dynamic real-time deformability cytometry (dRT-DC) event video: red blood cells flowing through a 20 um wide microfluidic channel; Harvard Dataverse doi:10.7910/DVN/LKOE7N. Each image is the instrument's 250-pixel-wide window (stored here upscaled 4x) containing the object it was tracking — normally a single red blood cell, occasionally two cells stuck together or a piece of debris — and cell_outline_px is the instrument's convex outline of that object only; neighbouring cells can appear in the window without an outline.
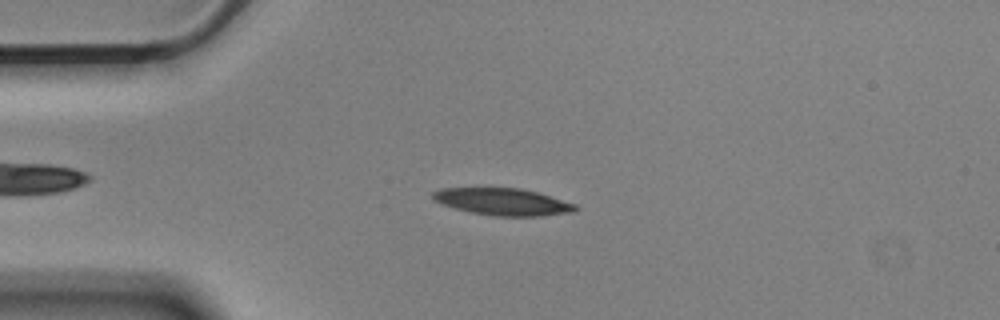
{"species": "Egyptian fruit bat (a non-hibernating species)", "species_latin": "Rousettus aegyptiacus", "temperature_condition": "cold", "stored_images_in_passage": 53, "camera_frame_rate_fps": 3000, "um_per_image_px": 0.085, "animal": {"sex": "male"}, "frame": {"image": 1, "passage_image": 11, "time_ms": 3.333, "image_size_px": [1000, 320], "cell_outline_px": [[580, 208], [576, 212], [540, 216], [496, 216], [472, 212], [456, 208], [444, 204], [436, 200], [432, 196], [432, 192], [440, 188], [520, 188], [536, 192], [576, 204]], "centroid_in_image_um": [42.8, 17.15], "position_along_channel_um": 42.2, "area_um2": 22.25}}
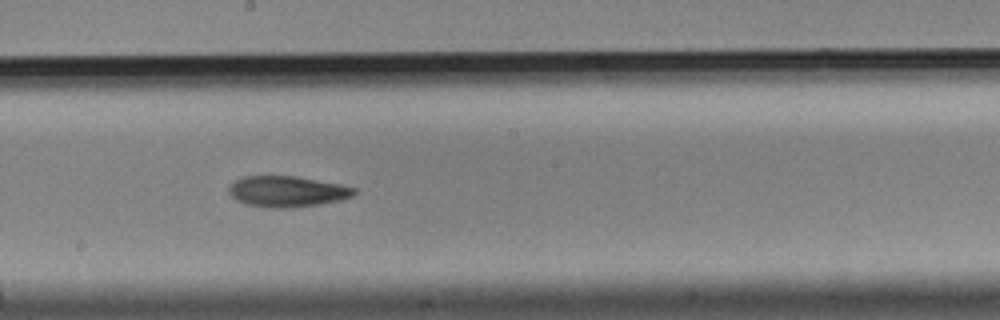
{"frame": {"image": 2, "passage_image": 28, "time_ms": 9.0, "image_size_px": [1000, 320], "cell_outline_px": [[356, 192], [352, 196], [340, 200], [320, 204], [292, 208], [272, 208], [248, 204], [236, 200], [228, 192], [228, 188], [236, 180], [244, 176], [296, 176], [340, 184], [356, 188]], "centroid_in_image_um": [24.42, 16.27], "position_along_channel_um": 223.8, "area_um2": 22.48}}
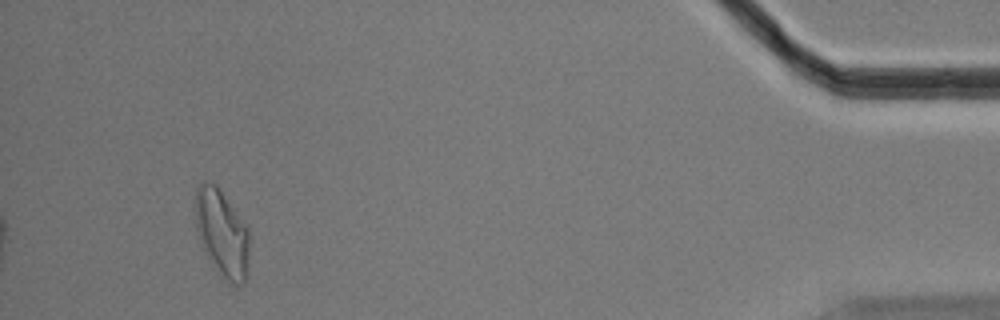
{"frame": {"image": 3, "passage_image": 50, "time_ms": 16.333, "image_size_px": [1000, 320], "cell_outline_px": [[248, 276], [244, 284], [236, 284], [220, 276], [204, 252], [200, 244], [196, 232], [196, 188], [204, 180], [216, 184], [248, 228]], "centroid_in_image_um": [18.86, 19.84], "position_along_channel_um": 416.3, "area_um2": 27.4}, "authors_computed_cell_mechanics": {"area_um2": 22.9466, "velocity_mm_per_s": 3.5632, "shape_relaxation_time_tau1_ms": 5.9707, "shape_relaxation_time_tau2_ms": 8.1578, "deformation_change_tau1": 0.1542, "deformation_change_tau2": 0.1697}}